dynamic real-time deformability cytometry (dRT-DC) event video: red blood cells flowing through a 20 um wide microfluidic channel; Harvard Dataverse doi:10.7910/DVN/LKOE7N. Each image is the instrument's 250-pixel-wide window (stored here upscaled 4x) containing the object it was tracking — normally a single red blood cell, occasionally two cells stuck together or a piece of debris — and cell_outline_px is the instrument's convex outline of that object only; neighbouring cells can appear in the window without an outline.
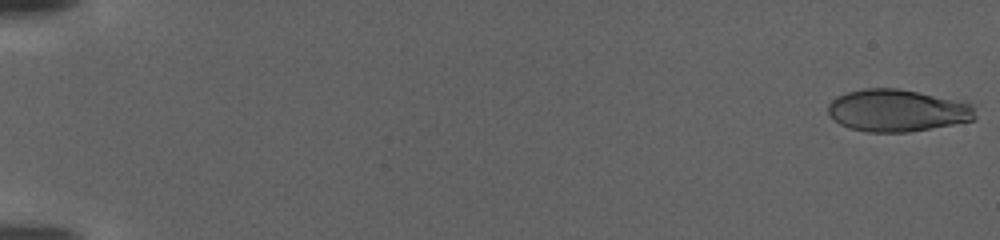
{"species": "human", "species_latin": "Homo sapiens", "temperature_condition": "warm", "stored_images_in_passage": 113, "camera_frame_rate_fps": 3000, "um_per_image_px": 0.085, "donor": {"sex": "female"}, "frame": {"image": 1, "passage_image": 2, "time_ms": 0.333, "image_size_px": [1000, 240], "cell_outline_px": [[976, 120], [908, 132], [868, 132], [852, 128], [840, 124], [828, 112], [828, 104], [836, 96], [848, 92], [864, 88], [896, 88], [916, 92], [968, 104], [972, 108], [976, 116]], "centroid_in_image_um": [76.21, 9.4], "position_along_channel_um": 8.8, "area_um2": 35.43}}
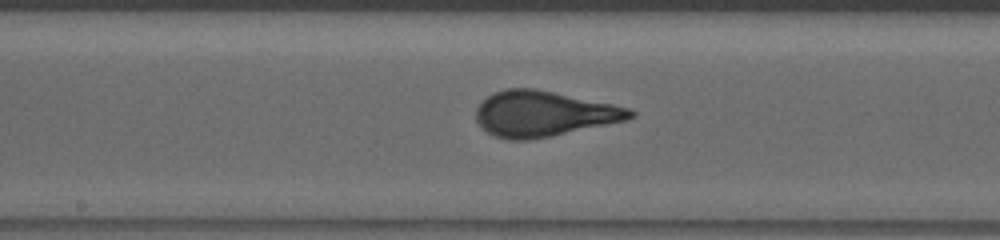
{"frame": {"image": 2, "passage_image": 63, "time_ms": 20.667, "image_size_px": [1000, 240], "cell_outline_px": [[636, 116], [628, 120], [552, 136], [528, 140], [508, 140], [496, 136], [488, 132], [476, 120], [476, 108], [492, 92], [504, 88], [536, 88], [612, 104], [628, 108], [636, 112]], "centroid_in_image_um": [46.22, 9.66], "position_along_channel_um": 202.0, "area_um2": 40.86}}
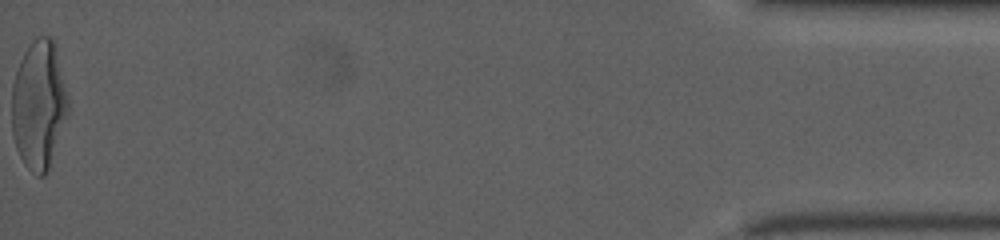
{"frame": {"image": 3, "passage_image": 113, "time_ms": 37.333, "image_size_px": [1000, 240], "cell_outline_px": [[68, 116], [48, 172], [44, 176], [36, 176], [24, 164], [16, 148], [12, 136], [12, 84], [20, 60], [24, 52], [32, 40], [36, 36], [52, 36], [56, 44], [68, 92]], "centroid_in_image_um": [3.32, 8.9], "position_along_channel_um": 431.9, "area_um2": 43.12}}